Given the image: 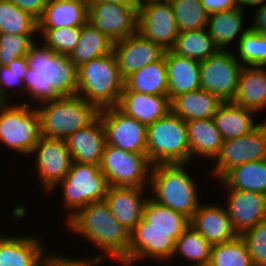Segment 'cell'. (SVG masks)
Here are the masks:
<instances>
[{
  "mask_svg": "<svg viewBox=\"0 0 266 266\" xmlns=\"http://www.w3.org/2000/svg\"><path fill=\"white\" fill-rule=\"evenodd\" d=\"M27 60L24 94L37 102L35 107L59 97L77 95L78 68L68 57L54 53L44 43L39 46L36 41L27 53Z\"/></svg>",
  "mask_w": 266,
  "mask_h": 266,
  "instance_id": "cell-1",
  "label": "cell"
},
{
  "mask_svg": "<svg viewBox=\"0 0 266 266\" xmlns=\"http://www.w3.org/2000/svg\"><path fill=\"white\" fill-rule=\"evenodd\" d=\"M65 223L68 231L81 235L103 251L97 257L103 261L111 257L115 262L125 265L132 232L114 218L105 200L89 203Z\"/></svg>",
  "mask_w": 266,
  "mask_h": 266,
  "instance_id": "cell-2",
  "label": "cell"
},
{
  "mask_svg": "<svg viewBox=\"0 0 266 266\" xmlns=\"http://www.w3.org/2000/svg\"><path fill=\"white\" fill-rule=\"evenodd\" d=\"M185 163L156 164L151 168L150 198L191 219L202 202L198 184L186 171Z\"/></svg>",
  "mask_w": 266,
  "mask_h": 266,
  "instance_id": "cell-3",
  "label": "cell"
},
{
  "mask_svg": "<svg viewBox=\"0 0 266 266\" xmlns=\"http://www.w3.org/2000/svg\"><path fill=\"white\" fill-rule=\"evenodd\" d=\"M124 81L112 52L78 67L77 95L99 110L114 107L119 103Z\"/></svg>",
  "mask_w": 266,
  "mask_h": 266,
  "instance_id": "cell-4",
  "label": "cell"
},
{
  "mask_svg": "<svg viewBox=\"0 0 266 266\" xmlns=\"http://www.w3.org/2000/svg\"><path fill=\"white\" fill-rule=\"evenodd\" d=\"M41 135L66 140L70 135L88 126L99 115V109L76 96H63L38 105Z\"/></svg>",
  "mask_w": 266,
  "mask_h": 266,
  "instance_id": "cell-5",
  "label": "cell"
},
{
  "mask_svg": "<svg viewBox=\"0 0 266 266\" xmlns=\"http://www.w3.org/2000/svg\"><path fill=\"white\" fill-rule=\"evenodd\" d=\"M146 155L152 165L190 164V146L185 120L170 111L147 126Z\"/></svg>",
  "mask_w": 266,
  "mask_h": 266,
  "instance_id": "cell-6",
  "label": "cell"
},
{
  "mask_svg": "<svg viewBox=\"0 0 266 266\" xmlns=\"http://www.w3.org/2000/svg\"><path fill=\"white\" fill-rule=\"evenodd\" d=\"M32 103H0V142L27 157L42 137L38 110Z\"/></svg>",
  "mask_w": 266,
  "mask_h": 266,
  "instance_id": "cell-7",
  "label": "cell"
},
{
  "mask_svg": "<svg viewBox=\"0 0 266 266\" xmlns=\"http://www.w3.org/2000/svg\"><path fill=\"white\" fill-rule=\"evenodd\" d=\"M55 188L62 190L66 222L89 203L105 199L109 184L99 165L73 161L65 178Z\"/></svg>",
  "mask_w": 266,
  "mask_h": 266,
  "instance_id": "cell-8",
  "label": "cell"
},
{
  "mask_svg": "<svg viewBox=\"0 0 266 266\" xmlns=\"http://www.w3.org/2000/svg\"><path fill=\"white\" fill-rule=\"evenodd\" d=\"M99 166L109 186L149 188L153 165L146 154L106 144Z\"/></svg>",
  "mask_w": 266,
  "mask_h": 266,
  "instance_id": "cell-9",
  "label": "cell"
},
{
  "mask_svg": "<svg viewBox=\"0 0 266 266\" xmlns=\"http://www.w3.org/2000/svg\"><path fill=\"white\" fill-rule=\"evenodd\" d=\"M243 65L234 52L218 49L200 61L201 89L211 92L222 102H233Z\"/></svg>",
  "mask_w": 266,
  "mask_h": 266,
  "instance_id": "cell-10",
  "label": "cell"
},
{
  "mask_svg": "<svg viewBox=\"0 0 266 266\" xmlns=\"http://www.w3.org/2000/svg\"><path fill=\"white\" fill-rule=\"evenodd\" d=\"M266 158V119L242 137L225 139L211 175L220 180L235 166Z\"/></svg>",
  "mask_w": 266,
  "mask_h": 266,
  "instance_id": "cell-11",
  "label": "cell"
},
{
  "mask_svg": "<svg viewBox=\"0 0 266 266\" xmlns=\"http://www.w3.org/2000/svg\"><path fill=\"white\" fill-rule=\"evenodd\" d=\"M31 154H36L34 172H37L42 190L52 192L65 178L73 162L66 140L42 136Z\"/></svg>",
  "mask_w": 266,
  "mask_h": 266,
  "instance_id": "cell-12",
  "label": "cell"
},
{
  "mask_svg": "<svg viewBox=\"0 0 266 266\" xmlns=\"http://www.w3.org/2000/svg\"><path fill=\"white\" fill-rule=\"evenodd\" d=\"M98 116L105 128L106 144L124 151L146 154V125L126 115L117 106L101 109Z\"/></svg>",
  "mask_w": 266,
  "mask_h": 266,
  "instance_id": "cell-13",
  "label": "cell"
},
{
  "mask_svg": "<svg viewBox=\"0 0 266 266\" xmlns=\"http://www.w3.org/2000/svg\"><path fill=\"white\" fill-rule=\"evenodd\" d=\"M139 20V7L104 1L88 6V22L113 42L139 33Z\"/></svg>",
  "mask_w": 266,
  "mask_h": 266,
  "instance_id": "cell-14",
  "label": "cell"
},
{
  "mask_svg": "<svg viewBox=\"0 0 266 266\" xmlns=\"http://www.w3.org/2000/svg\"><path fill=\"white\" fill-rule=\"evenodd\" d=\"M139 33L170 50L180 31L170 2L142 0L139 5Z\"/></svg>",
  "mask_w": 266,
  "mask_h": 266,
  "instance_id": "cell-15",
  "label": "cell"
},
{
  "mask_svg": "<svg viewBox=\"0 0 266 266\" xmlns=\"http://www.w3.org/2000/svg\"><path fill=\"white\" fill-rule=\"evenodd\" d=\"M176 241L174 231L159 230H133L131 233V245L125 256V265L135 264L136 261L150 259L168 264L172 261ZM161 262V263H160Z\"/></svg>",
  "mask_w": 266,
  "mask_h": 266,
  "instance_id": "cell-16",
  "label": "cell"
},
{
  "mask_svg": "<svg viewBox=\"0 0 266 266\" xmlns=\"http://www.w3.org/2000/svg\"><path fill=\"white\" fill-rule=\"evenodd\" d=\"M113 53L116 56L120 74L125 79L144 66L162 59L166 50L137 33L114 42Z\"/></svg>",
  "mask_w": 266,
  "mask_h": 266,
  "instance_id": "cell-17",
  "label": "cell"
},
{
  "mask_svg": "<svg viewBox=\"0 0 266 266\" xmlns=\"http://www.w3.org/2000/svg\"><path fill=\"white\" fill-rule=\"evenodd\" d=\"M226 210L234 231L242 236L266 219V195L245 190H227Z\"/></svg>",
  "mask_w": 266,
  "mask_h": 266,
  "instance_id": "cell-18",
  "label": "cell"
},
{
  "mask_svg": "<svg viewBox=\"0 0 266 266\" xmlns=\"http://www.w3.org/2000/svg\"><path fill=\"white\" fill-rule=\"evenodd\" d=\"M190 226L211 245L225 243L238 236L232 227L226 207L221 203H201L190 219Z\"/></svg>",
  "mask_w": 266,
  "mask_h": 266,
  "instance_id": "cell-19",
  "label": "cell"
},
{
  "mask_svg": "<svg viewBox=\"0 0 266 266\" xmlns=\"http://www.w3.org/2000/svg\"><path fill=\"white\" fill-rule=\"evenodd\" d=\"M149 190L143 187L109 186L105 201L114 218L131 232L143 219L146 197L143 192ZM144 195V196H143Z\"/></svg>",
  "mask_w": 266,
  "mask_h": 266,
  "instance_id": "cell-20",
  "label": "cell"
},
{
  "mask_svg": "<svg viewBox=\"0 0 266 266\" xmlns=\"http://www.w3.org/2000/svg\"><path fill=\"white\" fill-rule=\"evenodd\" d=\"M72 161L100 165L106 146L105 128L98 116L66 139Z\"/></svg>",
  "mask_w": 266,
  "mask_h": 266,
  "instance_id": "cell-21",
  "label": "cell"
},
{
  "mask_svg": "<svg viewBox=\"0 0 266 266\" xmlns=\"http://www.w3.org/2000/svg\"><path fill=\"white\" fill-rule=\"evenodd\" d=\"M35 235H0V266H39L45 244Z\"/></svg>",
  "mask_w": 266,
  "mask_h": 266,
  "instance_id": "cell-22",
  "label": "cell"
},
{
  "mask_svg": "<svg viewBox=\"0 0 266 266\" xmlns=\"http://www.w3.org/2000/svg\"><path fill=\"white\" fill-rule=\"evenodd\" d=\"M117 107L126 115L148 126L171 111V100L168 95L123 91Z\"/></svg>",
  "mask_w": 266,
  "mask_h": 266,
  "instance_id": "cell-23",
  "label": "cell"
},
{
  "mask_svg": "<svg viewBox=\"0 0 266 266\" xmlns=\"http://www.w3.org/2000/svg\"><path fill=\"white\" fill-rule=\"evenodd\" d=\"M165 62L170 100L179 94L201 88L200 61L166 50Z\"/></svg>",
  "mask_w": 266,
  "mask_h": 266,
  "instance_id": "cell-24",
  "label": "cell"
},
{
  "mask_svg": "<svg viewBox=\"0 0 266 266\" xmlns=\"http://www.w3.org/2000/svg\"><path fill=\"white\" fill-rule=\"evenodd\" d=\"M265 66H243L233 102L257 114L266 110Z\"/></svg>",
  "mask_w": 266,
  "mask_h": 266,
  "instance_id": "cell-25",
  "label": "cell"
},
{
  "mask_svg": "<svg viewBox=\"0 0 266 266\" xmlns=\"http://www.w3.org/2000/svg\"><path fill=\"white\" fill-rule=\"evenodd\" d=\"M88 22V6L82 0H48L38 28L81 27Z\"/></svg>",
  "mask_w": 266,
  "mask_h": 266,
  "instance_id": "cell-26",
  "label": "cell"
},
{
  "mask_svg": "<svg viewBox=\"0 0 266 266\" xmlns=\"http://www.w3.org/2000/svg\"><path fill=\"white\" fill-rule=\"evenodd\" d=\"M190 146V162L199 156L215 159L224 142L223 136L216 128L213 118L186 121Z\"/></svg>",
  "mask_w": 266,
  "mask_h": 266,
  "instance_id": "cell-27",
  "label": "cell"
},
{
  "mask_svg": "<svg viewBox=\"0 0 266 266\" xmlns=\"http://www.w3.org/2000/svg\"><path fill=\"white\" fill-rule=\"evenodd\" d=\"M223 102L211 92L198 89L171 100V111L185 121L213 118Z\"/></svg>",
  "mask_w": 266,
  "mask_h": 266,
  "instance_id": "cell-28",
  "label": "cell"
},
{
  "mask_svg": "<svg viewBox=\"0 0 266 266\" xmlns=\"http://www.w3.org/2000/svg\"><path fill=\"white\" fill-rule=\"evenodd\" d=\"M189 226L188 217L156 203L149 196L144 207L143 219L133 230L174 231V240L177 241Z\"/></svg>",
  "mask_w": 266,
  "mask_h": 266,
  "instance_id": "cell-29",
  "label": "cell"
},
{
  "mask_svg": "<svg viewBox=\"0 0 266 266\" xmlns=\"http://www.w3.org/2000/svg\"><path fill=\"white\" fill-rule=\"evenodd\" d=\"M256 114L234 102H223L213 116V120L224 140L233 139L250 133L259 125L253 118Z\"/></svg>",
  "mask_w": 266,
  "mask_h": 266,
  "instance_id": "cell-30",
  "label": "cell"
},
{
  "mask_svg": "<svg viewBox=\"0 0 266 266\" xmlns=\"http://www.w3.org/2000/svg\"><path fill=\"white\" fill-rule=\"evenodd\" d=\"M244 11L238 7L209 15L207 31L219 49H227L236 37L238 41L250 29L244 28ZM240 34V35H239Z\"/></svg>",
  "mask_w": 266,
  "mask_h": 266,
  "instance_id": "cell-31",
  "label": "cell"
},
{
  "mask_svg": "<svg viewBox=\"0 0 266 266\" xmlns=\"http://www.w3.org/2000/svg\"><path fill=\"white\" fill-rule=\"evenodd\" d=\"M219 182L225 190H245L266 195V158L235 166Z\"/></svg>",
  "mask_w": 266,
  "mask_h": 266,
  "instance_id": "cell-32",
  "label": "cell"
},
{
  "mask_svg": "<svg viewBox=\"0 0 266 266\" xmlns=\"http://www.w3.org/2000/svg\"><path fill=\"white\" fill-rule=\"evenodd\" d=\"M123 91H135L151 95H168V76L165 56L133 72L124 81Z\"/></svg>",
  "mask_w": 266,
  "mask_h": 266,
  "instance_id": "cell-33",
  "label": "cell"
},
{
  "mask_svg": "<svg viewBox=\"0 0 266 266\" xmlns=\"http://www.w3.org/2000/svg\"><path fill=\"white\" fill-rule=\"evenodd\" d=\"M114 42L87 22L81 26L79 42L68 56L78 68L81 65L113 52Z\"/></svg>",
  "mask_w": 266,
  "mask_h": 266,
  "instance_id": "cell-34",
  "label": "cell"
},
{
  "mask_svg": "<svg viewBox=\"0 0 266 266\" xmlns=\"http://www.w3.org/2000/svg\"><path fill=\"white\" fill-rule=\"evenodd\" d=\"M218 49L207 28H202L180 32L170 50L180 56L203 61Z\"/></svg>",
  "mask_w": 266,
  "mask_h": 266,
  "instance_id": "cell-35",
  "label": "cell"
},
{
  "mask_svg": "<svg viewBox=\"0 0 266 266\" xmlns=\"http://www.w3.org/2000/svg\"><path fill=\"white\" fill-rule=\"evenodd\" d=\"M211 248L212 245L192 226H189L177 239L172 259L182 256L185 260L191 261L190 266H209Z\"/></svg>",
  "mask_w": 266,
  "mask_h": 266,
  "instance_id": "cell-36",
  "label": "cell"
},
{
  "mask_svg": "<svg viewBox=\"0 0 266 266\" xmlns=\"http://www.w3.org/2000/svg\"><path fill=\"white\" fill-rule=\"evenodd\" d=\"M209 266H254L247 243L242 236L212 245Z\"/></svg>",
  "mask_w": 266,
  "mask_h": 266,
  "instance_id": "cell-37",
  "label": "cell"
},
{
  "mask_svg": "<svg viewBox=\"0 0 266 266\" xmlns=\"http://www.w3.org/2000/svg\"><path fill=\"white\" fill-rule=\"evenodd\" d=\"M0 33H38V20L10 0H0Z\"/></svg>",
  "mask_w": 266,
  "mask_h": 266,
  "instance_id": "cell-38",
  "label": "cell"
},
{
  "mask_svg": "<svg viewBox=\"0 0 266 266\" xmlns=\"http://www.w3.org/2000/svg\"><path fill=\"white\" fill-rule=\"evenodd\" d=\"M170 4L180 32L207 28L209 14L200 0H171Z\"/></svg>",
  "mask_w": 266,
  "mask_h": 266,
  "instance_id": "cell-39",
  "label": "cell"
},
{
  "mask_svg": "<svg viewBox=\"0 0 266 266\" xmlns=\"http://www.w3.org/2000/svg\"><path fill=\"white\" fill-rule=\"evenodd\" d=\"M237 42L234 54L243 66H266V35L249 29Z\"/></svg>",
  "mask_w": 266,
  "mask_h": 266,
  "instance_id": "cell-40",
  "label": "cell"
},
{
  "mask_svg": "<svg viewBox=\"0 0 266 266\" xmlns=\"http://www.w3.org/2000/svg\"><path fill=\"white\" fill-rule=\"evenodd\" d=\"M38 33L51 51L68 57L79 42L81 27L38 28Z\"/></svg>",
  "mask_w": 266,
  "mask_h": 266,
  "instance_id": "cell-41",
  "label": "cell"
},
{
  "mask_svg": "<svg viewBox=\"0 0 266 266\" xmlns=\"http://www.w3.org/2000/svg\"><path fill=\"white\" fill-rule=\"evenodd\" d=\"M27 56L13 60L7 66H0V103H10L8 89L24 94V77L28 69ZM19 87V88H18ZM13 88V89H12ZM7 89V90H6Z\"/></svg>",
  "mask_w": 266,
  "mask_h": 266,
  "instance_id": "cell-42",
  "label": "cell"
},
{
  "mask_svg": "<svg viewBox=\"0 0 266 266\" xmlns=\"http://www.w3.org/2000/svg\"><path fill=\"white\" fill-rule=\"evenodd\" d=\"M35 33H0V66H7L13 60L27 56L36 42Z\"/></svg>",
  "mask_w": 266,
  "mask_h": 266,
  "instance_id": "cell-43",
  "label": "cell"
},
{
  "mask_svg": "<svg viewBox=\"0 0 266 266\" xmlns=\"http://www.w3.org/2000/svg\"><path fill=\"white\" fill-rule=\"evenodd\" d=\"M245 239L254 266H266V219L246 231Z\"/></svg>",
  "mask_w": 266,
  "mask_h": 266,
  "instance_id": "cell-44",
  "label": "cell"
},
{
  "mask_svg": "<svg viewBox=\"0 0 266 266\" xmlns=\"http://www.w3.org/2000/svg\"><path fill=\"white\" fill-rule=\"evenodd\" d=\"M103 263L102 259L94 256L90 258H75L66 256L64 254H46V250L43 254V257L41 258V261L39 263V266H98Z\"/></svg>",
  "mask_w": 266,
  "mask_h": 266,
  "instance_id": "cell-45",
  "label": "cell"
},
{
  "mask_svg": "<svg viewBox=\"0 0 266 266\" xmlns=\"http://www.w3.org/2000/svg\"><path fill=\"white\" fill-rule=\"evenodd\" d=\"M21 10L31 14L37 20L41 17L48 0H10Z\"/></svg>",
  "mask_w": 266,
  "mask_h": 266,
  "instance_id": "cell-46",
  "label": "cell"
},
{
  "mask_svg": "<svg viewBox=\"0 0 266 266\" xmlns=\"http://www.w3.org/2000/svg\"><path fill=\"white\" fill-rule=\"evenodd\" d=\"M200 2L209 15L238 7L237 0H200Z\"/></svg>",
  "mask_w": 266,
  "mask_h": 266,
  "instance_id": "cell-47",
  "label": "cell"
},
{
  "mask_svg": "<svg viewBox=\"0 0 266 266\" xmlns=\"http://www.w3.org/2000/svg\"><path fill=\"white\" fill-rule=\"evenodd\" d=\"M250 29L256 33L266 35V5L256 8Z\"/></svg>",
  "mask_w": 266,
  "mask_h": 266,
  "instance_id": "cell-48",
  "label": "cell"
},
{
  "mask_svg": "<svg viewBox=\"0 0 266 266\" xmlns=\"http://www.w3.org/2000/svg\"><path fill=\"white\" fill-rule=\"evenodd\" d=\"M238 8L241 10L248 9V7H262L266 5V0H237Z\"/></svg>",
  "mask_w": 266,
  "mask_h": 266,
  "instance_id": "cell-49",
  "label": "cell"
},
{
  "mask_svg": "<svg viewBox=\"0 0 266 266\" xmlns=\"http://www.w3.org/2000/svg\"><path fill=\"white\" fill-rule=\"evenodd\" d=\"M104 2H113L121 5H126V6H135L139 7L140 3L142 0H102Z\"/></svg>",
  "mask_w": 266,
  "mask_h": 266,
  "instance_id": "cell-50",
  "label": "cell"
},
{
  "mask_svg": "<svg viewBox=\"0 0 266 266\" xmlns=\"http://www.w3.org/2000/svg\"><path fill=\"white\" fill-rule=\"evenodd\" d=\"M87 6L96 3V2H101L102 0H82Z\"/></svg>",
  "mask_w": 266,
  "mask_h": 266,
  "instance_id": "cell-51",
  "label": "cell"
},
{
  "mask_svg": "<svg viewBox=\"0 0 266 266\" xmlns=\"http://www.w3.org/2000/svg\"><path fill=\"white\" fill-rule=\"evenodd\" d=\"M153 1H163V2H170L171 0H153Z\"/></svg>",
  "mask_w": 266,
  "mask_h": 266,
  "instance_id": "cell-52",
  "label": "cell"
}]
</instances>
